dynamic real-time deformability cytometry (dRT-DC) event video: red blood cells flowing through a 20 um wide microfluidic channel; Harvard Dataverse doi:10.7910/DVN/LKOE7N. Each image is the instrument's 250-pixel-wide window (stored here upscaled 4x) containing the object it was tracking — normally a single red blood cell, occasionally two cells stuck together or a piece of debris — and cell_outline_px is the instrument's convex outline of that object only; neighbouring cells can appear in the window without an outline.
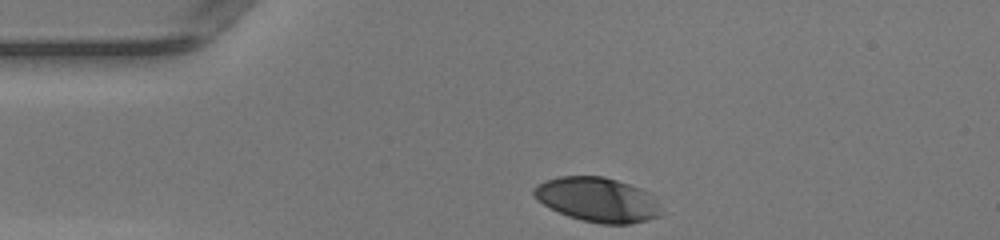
{"species": "human", "species_latin": "Homo sapiens", "temperature_condition": "warm", "stored_images_in_passage": 29, "camera_frame_rate_fps": 3000, "um_per_image_px": 0.085, "donor": {"sex": "female"}, "frame": {"image": 1, "passage_image": 1, "time_ms": 0.0, "image_size_px": [1000, 240], "cell_outline_px": [[660, 216], [648, 220], [628, 224], [600, 224], [580, 220], [568, 216], [536, 200], [532, 192], [532, 188], [536, 184], [560, 176], [604, 176], [640, 188], [648, 192], [656, 204], [660, 212]], "centroid_in_image_um": [50.74, 16.97], "position_along_channel_um": 34.3, "area_um2": 32.71}}
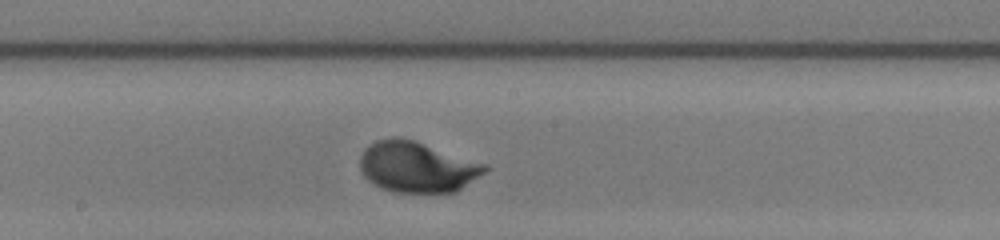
{"frame": {"image": 2, "passage_image": 17, "time_ms": 5.333, "image_size_px": [1000, 240], "cell_outline_px": [[492, 168], [456, 192], [392, 192], [380, 188], [372, 184], [364, 176], [360, 168], [360, 156], [364, 148], [376, 140], [392, 136], [396, 136], [416, 140], [488, 164]], "centroid_in_image_um": [35.47, 14.17], "position_along_channel_um": 212.7, "area_um2": 37.63}}
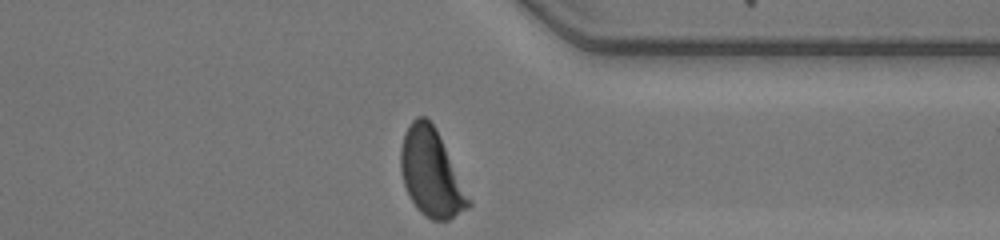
{"frame": {"image": 3, "passage_image": 29, "time_ms": 9.333, "image_size_px": [1000, 240], "cell_outline_px": [[472, 204], [468, 208], [448, 220], [432, 220], [424, 216], [416, 208], [408, 196], [404, 184], [400, 168], [400, 148], [404, 132], [408, 124], [416, 116], [424, 116], [436, 128], [472, 200]], "centroid_in_image_um": [36.64, 14.7], "position_along_channel_um": 374.8, "area_um2": 34.8}, "authors_computed_cell_mechanics": {"area_um2": 35.8938, "velocity_mm_per_s": 4.151, "shape_relaxation_time_tau1_ms": 2.0701, "shape_relaxation_time_tau2_ms": null, "deformation_change_tau1": 0.176, "deformation_change_tau2": null}}